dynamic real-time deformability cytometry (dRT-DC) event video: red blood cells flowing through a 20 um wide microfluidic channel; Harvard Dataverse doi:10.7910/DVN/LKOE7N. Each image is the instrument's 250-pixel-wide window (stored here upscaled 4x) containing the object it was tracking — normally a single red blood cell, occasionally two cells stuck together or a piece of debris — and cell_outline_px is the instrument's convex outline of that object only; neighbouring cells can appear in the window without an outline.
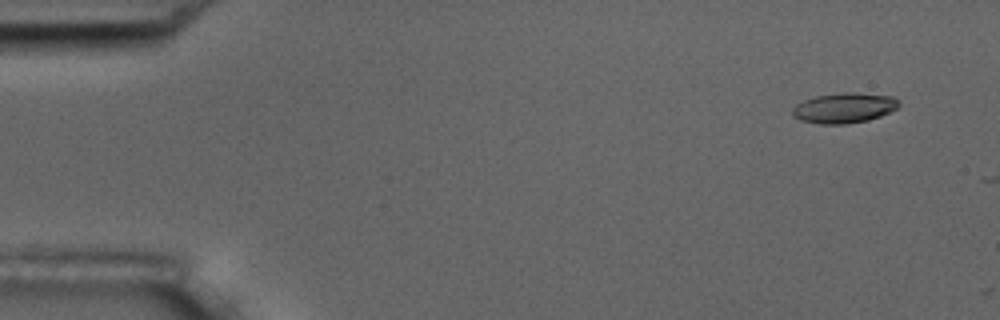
{"species": "common noctule bat (a hibernating species)", "species_latin": "Nyctalus noctula", "temperature_condition": "room temperature", "stored_images_in_passage": 3, "camera_frame_rate_fps": 3000, "um_per_image_px": 0.085, "animal": {"sex": "male", "body_mass_g": 17.5, "forearm_length_mm": 52.3}, "frame": {"image": 1, "passage_image": 1, "time_ms": 0.0, "image_size_px": [1000, 320], "cell_outline_px": [[900, 108], [880, 116], [868, 120], [848, 124], [820, 124], [800, 120], [792, 116], [792, 108], [796, 104], [804, 100], [816, 96], [844, 92], [852, 92], [892, 96], [900, 100]], "centroid_in_image_um": [71.78, 9.18], "position_along_channel_um": 13.2, "area_um2": 18.96}}